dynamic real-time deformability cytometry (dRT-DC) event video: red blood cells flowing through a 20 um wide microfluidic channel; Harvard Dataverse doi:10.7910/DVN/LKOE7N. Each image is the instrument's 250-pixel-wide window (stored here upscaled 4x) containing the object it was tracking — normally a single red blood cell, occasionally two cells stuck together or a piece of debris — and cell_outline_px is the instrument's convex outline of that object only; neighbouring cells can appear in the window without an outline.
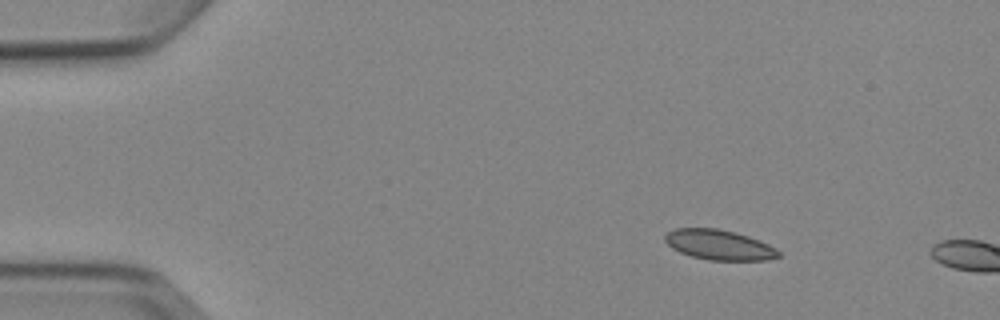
{"species": "Egyptian fruit bat (a non-hibernating species)", "species_latin": "Rousettus aegyptiacus", "temperature_condition": "cold", "stored_images_in_passage": 2, "camera_frame_rate_fps": 3000, "um_per_image_px": 0.085, "animal": {"sex": "female"}, "frame": {"image": 1, "passage_image": 1, "time_ms": 0.0, "image_size_px": [1000, 320], "cell_outline_px": [[780, 256], [768, 260], [708, 260], [692, 256], [680, 252], [672, 248], [664, 240], [664, 236], [668, 232], [676, 228], [716, 228], [736, 232], [760, 240], [776, 248], [780, 252]], "centroid_in_image_um": [61.14, 20.81], "position_along_channel_um": 23.9, "area_um2": 19.94}}